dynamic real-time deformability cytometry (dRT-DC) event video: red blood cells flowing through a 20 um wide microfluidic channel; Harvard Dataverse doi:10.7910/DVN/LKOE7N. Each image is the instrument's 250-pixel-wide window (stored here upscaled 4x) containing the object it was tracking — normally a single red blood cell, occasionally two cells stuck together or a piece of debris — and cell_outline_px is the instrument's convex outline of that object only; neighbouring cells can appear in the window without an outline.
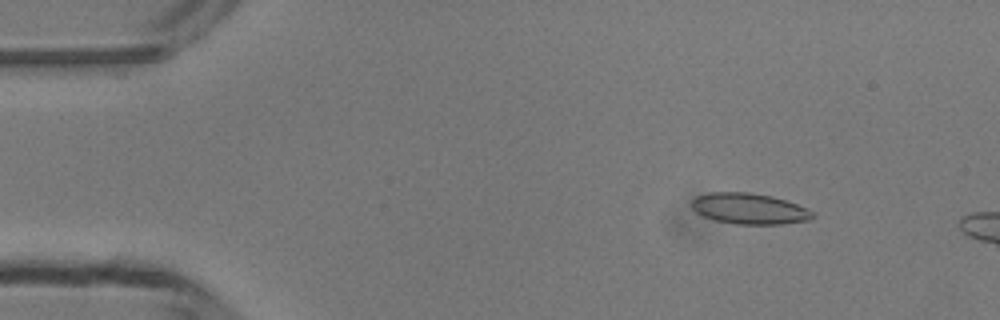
{"species": "common noctule bat (a hibernating species)", "species_latin": "Nyctalus noctula", "temperature_condition": "room temperature", "stored_images_in_passage": 10, "camera_frame_rate_fps": 3000, "um_per_image_px": 0.085, "animal": {"sex": "male", "body_mass_g": 13.3}, "frame": {"image": 1, "passage_image": 6, "time_ms": 1.667, "image_size_px": [1000, 320], "cell_outline_px": [[816, 216], [812, 220], [780, 224], [736, 224], [716, 220], [704, 216], [696, 212], [692, 208], [692, 200], [696, 196], [708, 192], [752, 192], [772, 196], [796, 204], [812, 212]], "centroid_in_image_um": [63.68, 17.73], "position_along_channel_um": 21.3, "area_um2": 21.73}}